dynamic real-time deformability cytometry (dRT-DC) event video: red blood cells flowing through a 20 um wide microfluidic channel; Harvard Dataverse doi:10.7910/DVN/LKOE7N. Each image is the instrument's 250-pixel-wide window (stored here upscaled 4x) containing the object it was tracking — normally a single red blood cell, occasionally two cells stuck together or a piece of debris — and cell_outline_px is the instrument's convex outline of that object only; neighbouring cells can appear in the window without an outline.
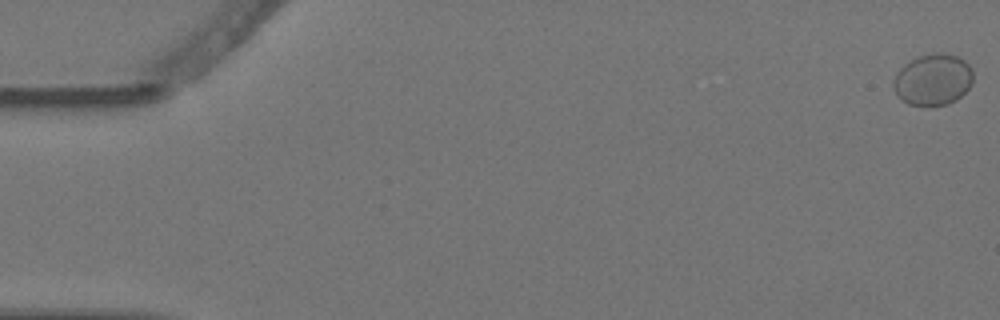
{"species": "Egyptian fruit bat (a non-hibernating species)", "species_latin": "Rousettus aegyptiacus", "temperature_condition": "warm", "stored_images_in_passage": 6, "camera_frame_rate_fps": 3000, "um_per_image_px": 0.085, "animal": {"sex": "female"}, "frame": {"image": 1, "passage_image": 1, "time_ms": 0.0, "image_size_px": [1000, 320], "cell_outline_px": [[972, 84], [956, 100], [948, 104], [908, 104], [900, 100], [896, 96], [892, 88], [892, 84], [896, 72], [904, 64], [916, 56], [936, 52], [940, 52], [956, 56], [964, 60], [972, 68]], "centroid_in_image_um": [79.26, 6.75], "position_along_channel_um": 5.7, "area_um2": 23.99}}
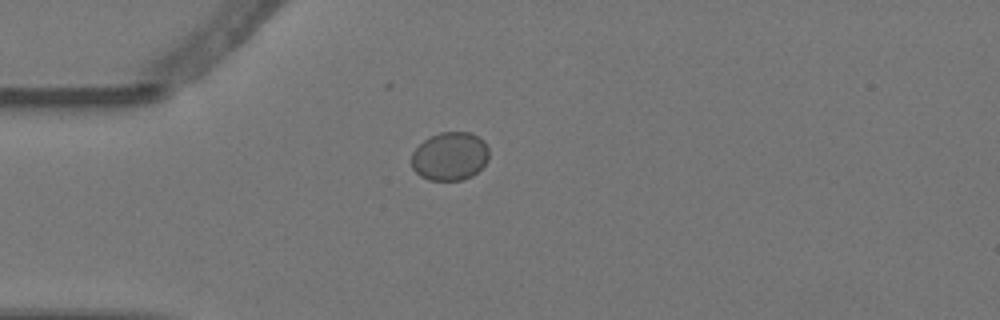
{"frame": {"image": 2, "passage_image": 5, "time_ms": 1.333, "image_size_px": [1000, 320], "cell_outline_px": [[488, 160], [472, 176], [464, 180], [428, 180], [420, 176], [412, 168], [412, 152], [428, 136], [440, 132], [472, 132], [480, 136], [484, 140], [488, 148]], "centroid_in_image_um": [38.25, 13.27], "position_along_channel_um": 46.8, "area_um2": 22.08}}
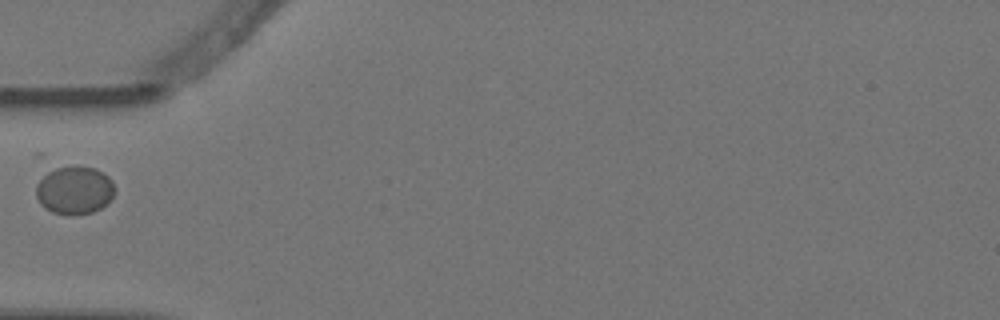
{"frame": {"image": 3, "passage_image": 6, "time_ms": 1.667, "image_size_px": [1000, 320], "cell_outline_px": [[116, 188], [112, 196], [100, 208], [92, 212], [76, 216], [68, 216], [52, 212], [44, 208], [40, 204], [36, 196], [36, 184], [48, 172], [56, 168], [72, 164], [76, 164], [96, 168], [104, 172], [112, 180]], "centroid_in_image_um": [6.33, 16.15], "position_along_channel_um": 78.7, "area_um2": 22.54}}